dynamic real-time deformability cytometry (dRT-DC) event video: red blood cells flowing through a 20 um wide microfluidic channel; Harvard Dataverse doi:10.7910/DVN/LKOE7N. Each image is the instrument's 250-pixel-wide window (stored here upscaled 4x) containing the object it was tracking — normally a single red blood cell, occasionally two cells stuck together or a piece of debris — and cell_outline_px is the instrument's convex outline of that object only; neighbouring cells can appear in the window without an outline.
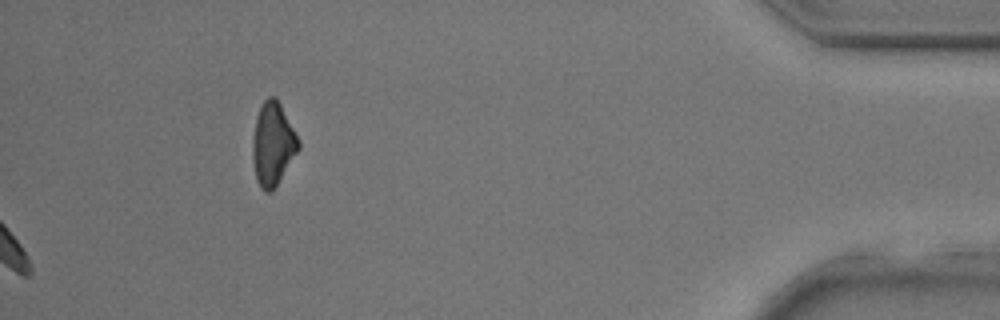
{"species": "common noctule bat (a hibernating species)", "species_latin": "Nyctalus noctula", "temperature_condition": "room temperature", "stored_images_in_passage": 35, "camera_frame_rate_fps": 3000, "um_per_image_px": 0.085, "animal": {"sex": "male", "body_mass_g": 17.9, "forearm_length_mm": 54.2}, "frame": {"image": 1, "passage_image": 35, "time_ms": 11.333, "image_size_px": [1000, 320], "cell_outline_px": [[300, 148], [272, 192], [264, 192], [260, 188], [256, 180], [252, 160], [252, 140], [256, 116], [264, 100], [268, 96], [276, 96], [300, 140]], "centroid_in_image_um": [23.18, 12.25], "position_along_channel_um": 412.0, "area_um2": 22.43}}